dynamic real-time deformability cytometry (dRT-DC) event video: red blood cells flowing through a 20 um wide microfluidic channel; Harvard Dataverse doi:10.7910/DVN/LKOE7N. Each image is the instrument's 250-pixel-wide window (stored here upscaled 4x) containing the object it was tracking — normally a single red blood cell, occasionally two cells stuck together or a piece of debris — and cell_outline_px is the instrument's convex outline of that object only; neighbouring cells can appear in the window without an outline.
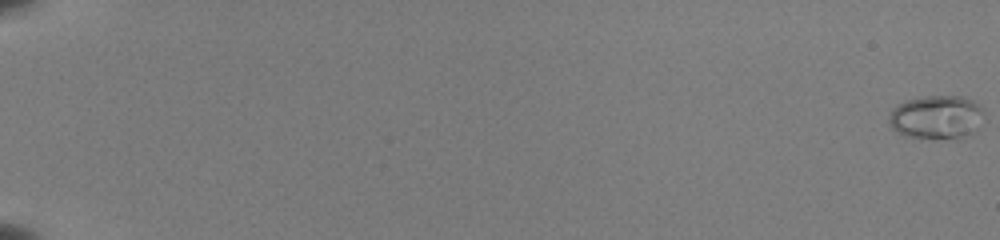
{"species": "common noctule bat (a hibernating species)", "species_latin": "Nyctalus noctula", "temperature_condition": "room temperature", "stored_images_in_passage": 55, "camera_frame_rate_fps": 3000, "um_per_image_px": 0.085, "animal": {"sex": "female", "body_mass_g": 22.0, "forearm_length_mm": 56.7}, "frame": {"image": 1, "passage_image": 1, "time_ms": 0.0, "image_size_px": [1000, 240], "cell_outline_px": [[984, 116], [976, 128], [972, 132], [960, 140], [956, 140], [904, 136], [892, 128], [888, 120], [888, 116], [892, 108], [908, 100], [924, 96], [960, 96], [972, 100], [980, 104], [984, 112]], "centroid_in_image_um": [79.62, 9.97], "position_along_channel_um": 5.4, "area_um2": 24.45}}
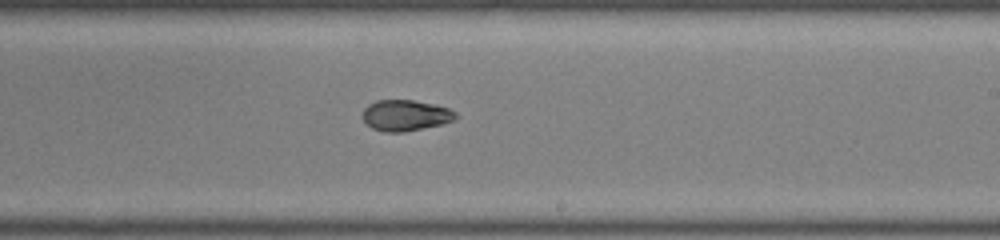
{"frame": {"image": 2, "passage_image": 37, "time_ms": 12.0, "image_size_px": [1000, 240], "cell_outline_px": [[460, 116], [452, 120], [440, 124], [404, 132], [384, 132], [372, 128], [364, 120], [364, 108], [368, 104], [376, 100], [412, 100], [436, 104], [448, 108], [456, 112]], "centroid_in_image_um": [34.48, 9.79], "position_along_channel_um": 254.5, "area_um2": 16.7}}
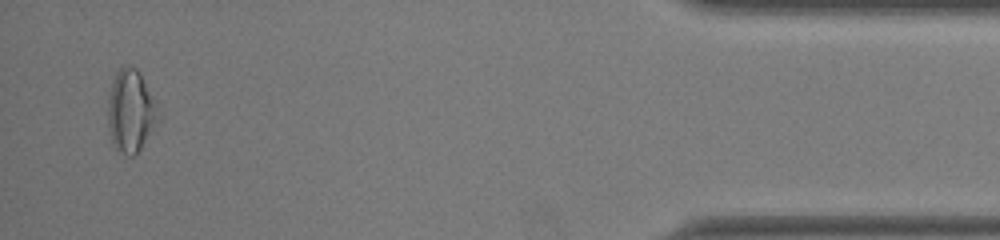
{"frame": {"image": 3, "passage_image": 54, "time_ms": 17.667, "image_size_px": [1000, 240], "cell_outline_px": [[156, 104], [152, 120], [140, 148], [132, 156], [128, 156], [120, 152], [112, 144], [108, 128], [108, 100], [112, 84], [116, 72], [120, 68], [128, 64], [136, 68], [140, 72]], "centroid_in_image_um": [11.0, 9.38], "position_along_channel_um": 424.2, "area_um2": 22.77}}